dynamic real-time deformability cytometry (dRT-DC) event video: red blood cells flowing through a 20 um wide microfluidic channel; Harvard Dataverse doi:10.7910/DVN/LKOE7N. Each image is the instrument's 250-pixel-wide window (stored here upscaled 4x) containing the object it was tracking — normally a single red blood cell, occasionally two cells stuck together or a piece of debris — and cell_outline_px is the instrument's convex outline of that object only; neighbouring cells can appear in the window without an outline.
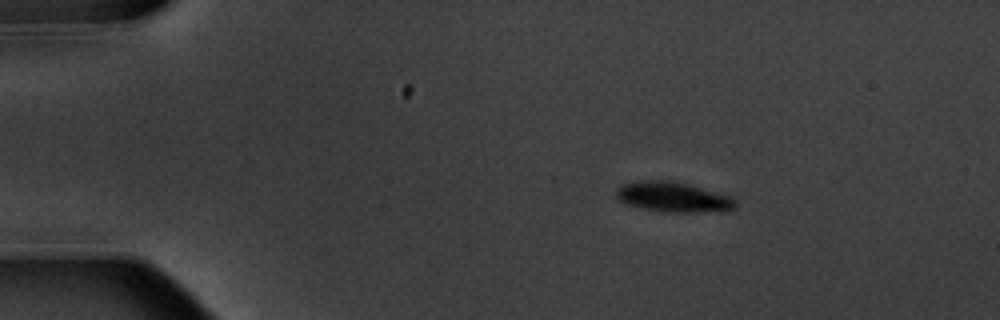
{"species": "common noctule bat (a hibernating species)", "species_latin": "Nyctalus noctula", "temperature_condition": "warm", "stored_images_in_passage": 7, "segment_of_instrument_passage": [1, 2], "camera_frame_rate_fps": 3000, "um_per_image_px": 0.085, "animal": {"sex": "male", "body_mass_g": 20.1, "forearm_length_mm": 53.5}, "frame": {"image": 1, "passage_image": 4, "time_ms": 3.333, "image_size_px": [1000, 320], "cell_outline_px": [[736, 204], [732, 208], [724, 212], [664, 212], [624, 204], [616, 196], [616, 188], [620, 184], [640, 180], [668, 180], [688, 184], [732, 196], [736, 200]], "centroid_in_image_um": [57.21, 16.75], "position_along_channel_um": 27.8, "area_um2": 21.15}}